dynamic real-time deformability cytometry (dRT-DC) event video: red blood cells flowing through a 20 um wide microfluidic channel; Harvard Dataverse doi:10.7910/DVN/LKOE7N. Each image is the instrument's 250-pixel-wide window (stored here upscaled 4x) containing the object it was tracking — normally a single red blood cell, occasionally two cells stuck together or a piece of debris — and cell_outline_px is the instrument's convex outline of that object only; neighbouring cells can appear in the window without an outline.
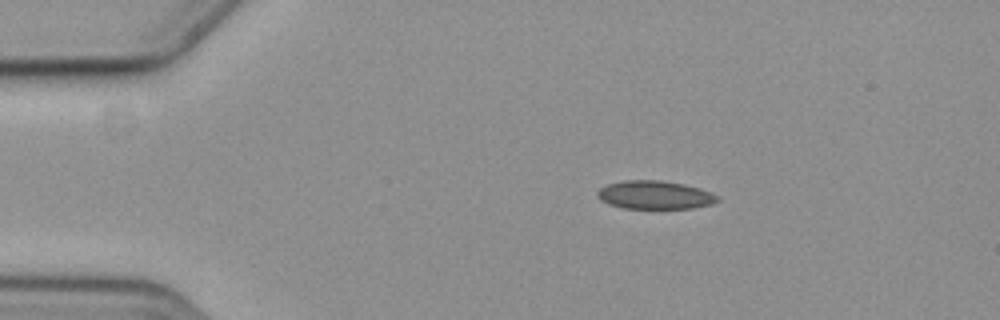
{"species": "common noctule bat (a hibernating species)", "species_latin": "Nyctalus noctula", "temperature_condition": "cold", "stored_images_in_passage": 48, "camera_frame_rate_fps": 3000, "um_per_image_px": 0.085, "animal": {"sex": "female", "body_mass_g": 19.3, "forearm_length_mm": 54.1}, "frame": {"image": 1, "passage_image": 1, "time_ms": 0.0, "image_size_px": [1000, 320], "cell_outline_px": [[720, 200], [712, 204], [692, 208], [624, 208], [608, 204], [600, 200], [596, 196], [596, 192], [600, 188], [608, 184], [624, 180], [660, 180], [684, 184], [700, 188], [716, 196]], "centroid_in_image_um": [55.62, 16.57], "position_along_channel_um": 29.4, "area_um2": 19.77}}
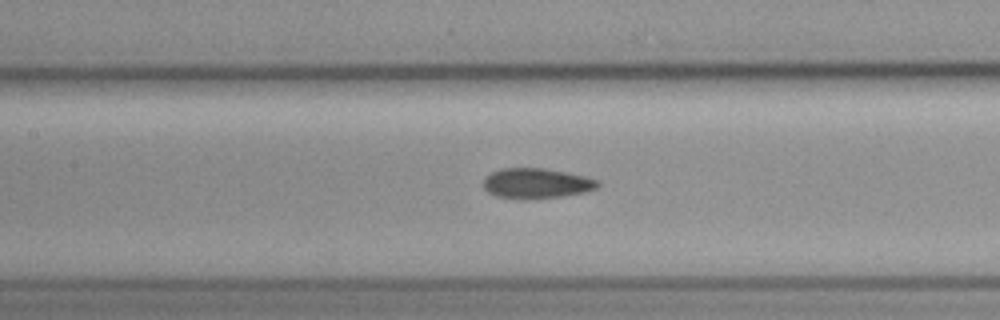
{"frame": {"image": 2, "passage_image": 17, "time_ms": 5.333, "image_size_px": [1000, 320], "cell_outline_px": [[600, 184], [596, 188], [584, 192], [564, 196], [532, 200], [496, 196], [488, 192], [484, 188], [484, 176], [492, 172], [504, 168], [544, 168], [568, 172], [600, 180]], "centroid_in_image_um": [45.61, 15.59], "position_along_channel_um": 161.8, "area_um2": 20.35}}
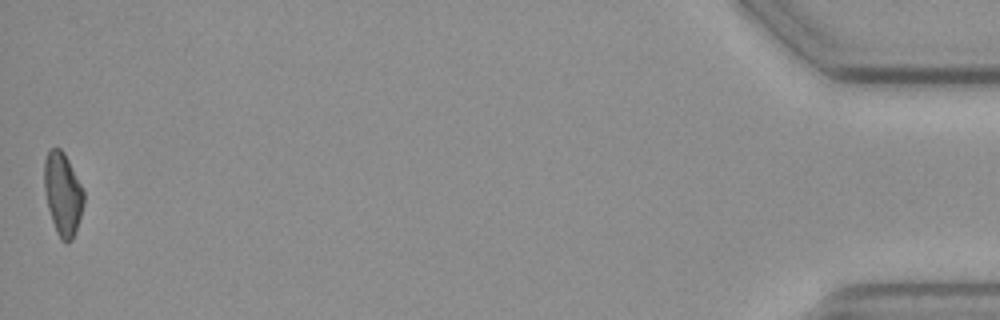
{"frame": {"image": 3, "passage_image": 48, "time_ms": 15.667, "image_size_px": [1000, 320], "cell_outline_px": [[84, 204], [72, 240], [68, 244], [64, 244], [60, 240], [56, 232], [48, 208], [44, 188], [44, 160], [48, 152], [52, 148], [60, 148], [64, 152], [84, 192]], "centroid_in_image_um": [5.32, 16.52], "position_along_channel_um": 429.9, "area_um2": 18.96}, "authors_computed_cell_mechanics": {"area_um2": 19.8543, "velocity_mm_per_s": 3.5828, "shape_relaxation_time_tau1_ms": null, "shape_relaxation_time_tau2_ms": 5.8633, "deformation_change_tau1": null, "deformation_change_tau2": 0.1034}}